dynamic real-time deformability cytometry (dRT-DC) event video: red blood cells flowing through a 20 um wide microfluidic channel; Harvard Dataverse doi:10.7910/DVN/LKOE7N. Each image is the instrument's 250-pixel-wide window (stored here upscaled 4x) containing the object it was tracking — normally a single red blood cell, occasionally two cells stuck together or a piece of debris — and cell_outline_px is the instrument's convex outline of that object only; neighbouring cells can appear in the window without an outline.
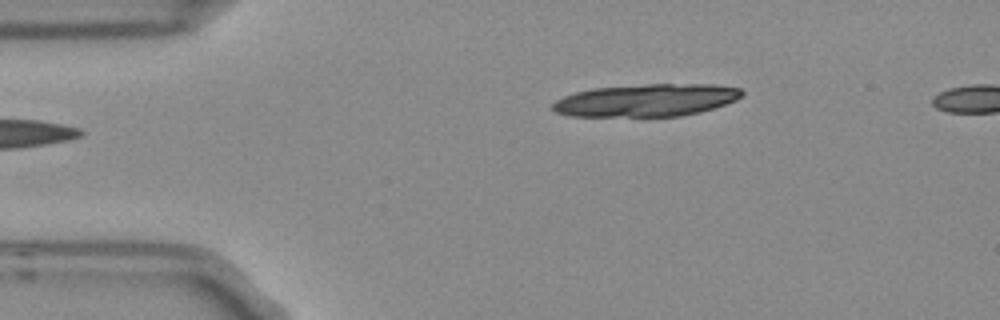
{"species": "Egyptian fruit bat (a non-hibernating species)", "species_latin": "Rousettus aegyptiacus", "temperature_condition": "room temperature", "stored_images_in_passage": 2, "camera_frame_rate_fps": 3000, "um_per_image_px": 0.085, "frame": {"image": 1, "passage_image": 2, "time_ms": 0.333, "image_size_px": [1000, 320], "cell_outline_px": [[744, 92], [736, 100], [700, 112], [680, 116], [568, 116], [556, 112], [552, 108], [552, 104], [556, 100], [564, 96], [576, 92], [592, 88], [648, 84], [712, 84], [740, 88]], "centroid_in_image_um": [54.92, 8.52], "position_along_channel_um": 30.1, "area_um2": 35.72}}